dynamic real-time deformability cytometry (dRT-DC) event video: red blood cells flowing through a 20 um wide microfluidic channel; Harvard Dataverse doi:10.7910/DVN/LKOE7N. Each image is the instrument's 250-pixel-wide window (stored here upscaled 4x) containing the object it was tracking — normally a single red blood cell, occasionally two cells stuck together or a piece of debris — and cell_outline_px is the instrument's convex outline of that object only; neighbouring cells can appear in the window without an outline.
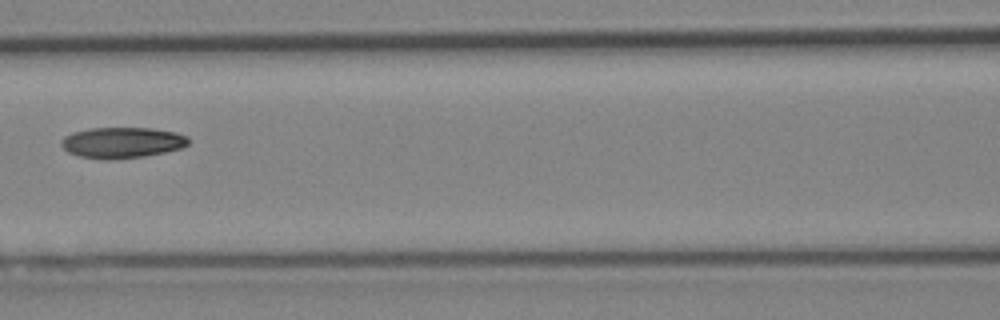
{"species": "Egyptian fruit bat (a non-hibernating species)", "species_latin": "Rousettus aegyptiacus", "temperature_condition": "cold", "stored_images_in_passage": 7, "camera_frame_rate_fps": 3000, "um_per_image_px": 0.085, "animal": {"sex": "female"}, "frame": {"image": 1, "passage_image": 7, "time_ms": 7.667, "image_size_px": [1000, 320], "cell_outline_px": [[188, 144], [180, 148], [164, 152], [144, 156], [112, 160], [104, 160], [80, 156], [68, 152], [60, 144], [60, 140], [64, 136], [72, 132], [88, 128], [152, 128], [176, 132], [188, 136]], "centroid_in_image_um": [10.34, 12.12], "position_along_channel_um": 156.3, "area_um2": 23.0}}